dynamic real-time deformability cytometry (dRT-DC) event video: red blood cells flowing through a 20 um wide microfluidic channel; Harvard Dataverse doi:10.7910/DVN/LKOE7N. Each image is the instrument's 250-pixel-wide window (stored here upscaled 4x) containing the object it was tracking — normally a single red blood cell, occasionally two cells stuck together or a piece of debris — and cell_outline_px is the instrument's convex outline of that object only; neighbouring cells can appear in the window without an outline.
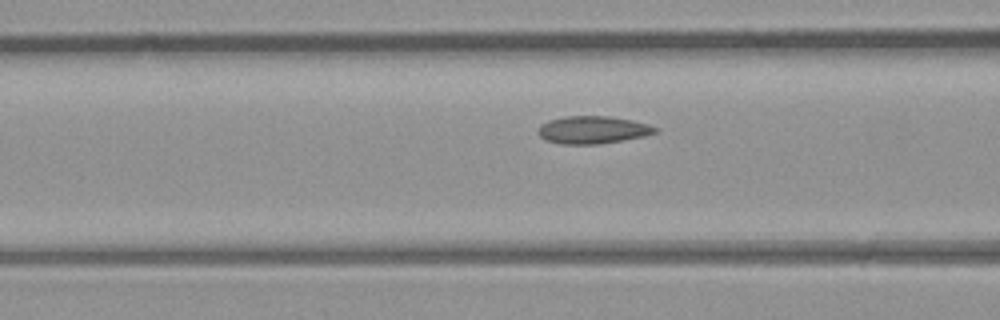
{"species": "common noctule bat (a hibernating species)", "species_latin": "Nyctalus noctula", "temperature_condition": "room temperature", "stored_images_in_passage": 8, "camera_frame_rate_fps": 3000, "um_per_image_px": 0.085, "animal": {"sex": "male", "body_mass_g": 23.1, "forearm_length_mm": 52.7}, "frame": {"image": 1, "passage_image": 6, "time_ms": 1.667, "image_size_px": [1000, 320], "cell_outline_px": [[660, 132], [644, 136], [600, 144], [560, 144], [544, 140], [536, 132], [540, 124], [548, 120], [564, 116], [608, 116], [632, 120], [648, 124], [660, 128]], "centroid_in_image_um": [50.38, 11.04], "position_along_channel_um": 116.2, "area_um2": 19.13}}